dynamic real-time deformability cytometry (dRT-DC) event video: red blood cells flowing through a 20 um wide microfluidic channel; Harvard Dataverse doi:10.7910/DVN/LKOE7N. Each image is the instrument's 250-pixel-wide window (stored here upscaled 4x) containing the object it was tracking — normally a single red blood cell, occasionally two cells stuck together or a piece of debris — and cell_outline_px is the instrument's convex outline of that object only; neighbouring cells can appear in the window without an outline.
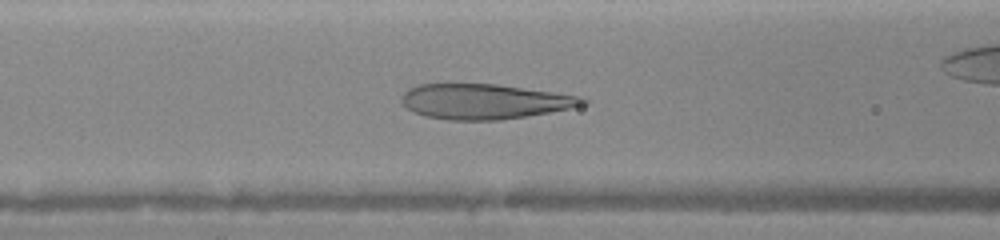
{"species": "human", "species_latin": "Homo sapiens", "temperature_condition": "warm", "stored_images_in_passage": 41, "camera_frame_rate_fps": 3000, "um_per_image_px": 0.085, "donor": {"sex": "female"}, "frame": {"image": 1, "passage_image": 17, "time_ms": 5.667, "image_size_px": [1000, 240], "cell_outline_px": [[588, 104], [548, 112], [500, 120], [448, 120], [424, 116], [412, 112], [400, 100], [400, 96], [408, 88], [416, 84], [496, 84], [584, 96], [588, 100]], "centroid_in_image_um": [41.16, 8.62], "position_along_channel_um": 125.4, "area_um2": 37.17}}
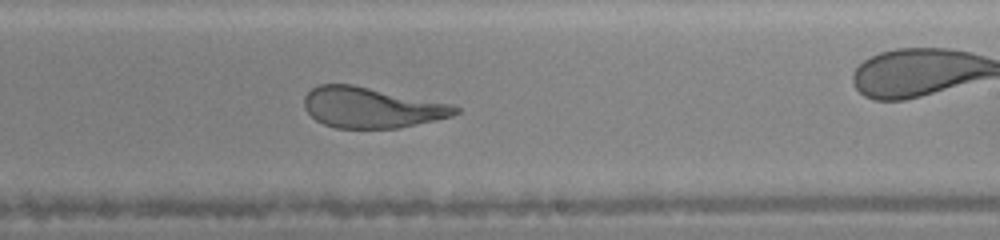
{"frame": {"image": 2, "passage_image": 25, "time_ms": 8.667, "image_size_px": [1000, 240], "cell_outline_px": [[460, 112], [452, 116], [436, 120], [400, 128], [336, 128], [324, 124], [316, 120], [304, 108], [304, 96], [312, 88], [320, 84], [352, 84], [452, 104], [460, 108]], "centroid_in_image_um": [31.58, 9.14], "position_along_channel_um": 257.4, "area_um2": 35.78}}
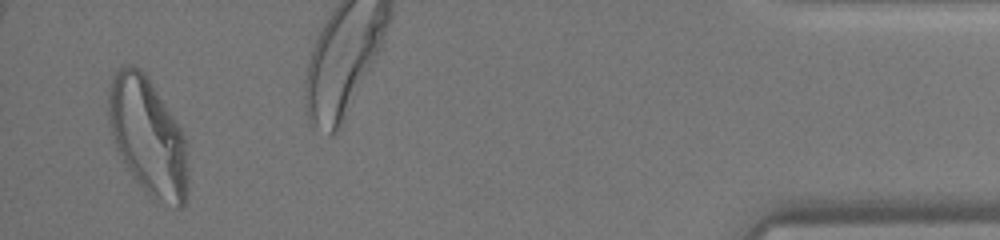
{"frame": {"image": 3, "passage_image": 40, "time_ms": 14.0, "image_size_px": [1000, 240], "cell_outline_px": [[188, 192], [184, 208], [176, 208], [156, 204], [132, 176], [116, 144], [112, 132], [108, 116], [108, 88], [112, 76], [120, 68], [128, 64], [140, 68], [148, 76], [176, 120], [188, 144]], "centroid_in_image_um": [12.63, 11.66], "position_along_channel_um": 422.6, "area_um2": 55.08}}